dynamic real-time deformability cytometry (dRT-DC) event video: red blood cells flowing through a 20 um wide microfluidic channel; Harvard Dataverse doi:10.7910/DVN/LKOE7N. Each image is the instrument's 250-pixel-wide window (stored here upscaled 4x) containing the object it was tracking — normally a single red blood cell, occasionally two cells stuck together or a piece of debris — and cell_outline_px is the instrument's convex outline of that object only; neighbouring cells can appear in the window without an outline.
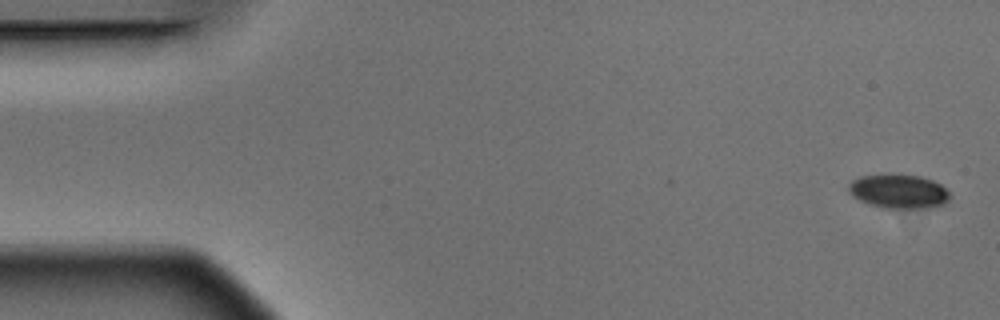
{"species": "Egyptian fruit bat (a non-hibernating species)", "species_latin": "Rousettus aegyptiacus", "temperature_condition": "warm", "stored_images_in_passage": 5, "camera_frame_rate_fps": 3000, "um_per_image_px": 0.085, "animal": {"sex": "male"}, "frame": {"image": 1, "passage_image": 1, "time_ms": 0.0, "image_size_px": [1000, 320], "cell_outline_px": [[952, 196], [944, 204], [932, 208], [884, 208], [868, 204], [852, 196], [848, 192], [848, 184], [852, 180], [860, 176], [888, 172], [920, 176], [932, 180], [940, 184]], "centroid_in_image_um": [76.36, 16.24], "position_along_channel_um": 8.6, "area_um2": 20.69}}
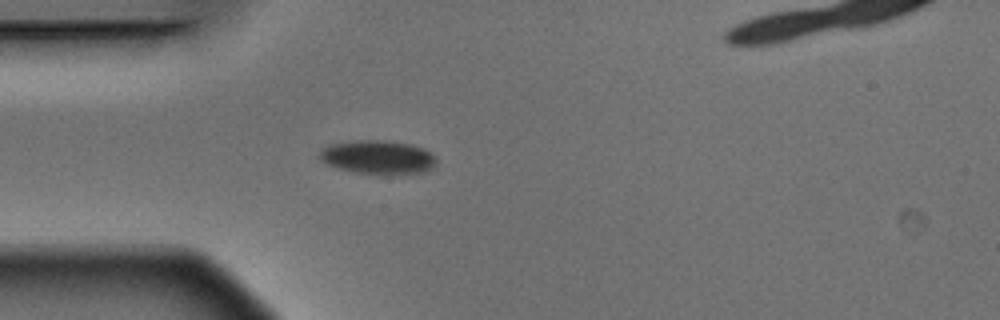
{"frame": {"image": 2, "passage_image": 5, "time_ms": 1.333, "image_size_px": [1000, 320], "cell_outline_px": [[436, 164], [428, 172], [392, 176], [352, 172], [328, 164], [320, 160], [316, 156], [320, 148], [328, 144], [352, 140], [384, 140], [412, 144], [424, 148], [436, 156]], "centroid_in_image_um": [32.13, 13.38], "position_along_channel_um": 52.9, "area_um2": 23.93}}